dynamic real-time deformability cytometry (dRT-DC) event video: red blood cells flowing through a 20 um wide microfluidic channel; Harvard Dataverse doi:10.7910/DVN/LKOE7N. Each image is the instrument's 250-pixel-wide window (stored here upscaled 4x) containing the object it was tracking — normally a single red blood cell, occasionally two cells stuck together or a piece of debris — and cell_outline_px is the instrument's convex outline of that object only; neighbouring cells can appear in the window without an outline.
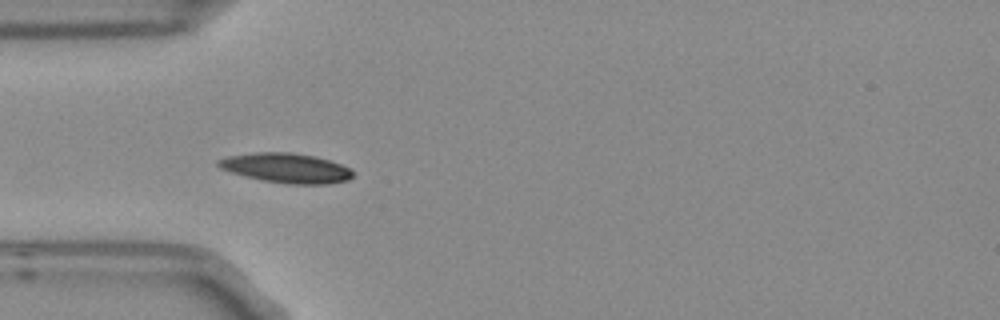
{"species": "Egyptian fruit bat (a non-hibernating species)", "species_latin": "Rousettus aegyptiacus", "temperature_condition": "room temperature", "stored_images_in_passage": 5, "camera_frame_rate_fps": 3000, "um_per_image_px": 0.085, "frame": {"image": 1, "passage_image": 4, "time_ms": 1.0, "image_size_px": [1000, 320], "cell_outline_px": [[352, 176], [348, 180], [328, 184], [288, 184], [264, 180], [244, 176], [220, 168], [216, 164], [216, 160], [228, 156], [256, 152], [288, 152], [312, 156], [328, 160], [352, 168]], "centroid_in_image_um": [24.32, 14.28], "position_along_channel_um": 60.7, "area_um2": 23.12}}